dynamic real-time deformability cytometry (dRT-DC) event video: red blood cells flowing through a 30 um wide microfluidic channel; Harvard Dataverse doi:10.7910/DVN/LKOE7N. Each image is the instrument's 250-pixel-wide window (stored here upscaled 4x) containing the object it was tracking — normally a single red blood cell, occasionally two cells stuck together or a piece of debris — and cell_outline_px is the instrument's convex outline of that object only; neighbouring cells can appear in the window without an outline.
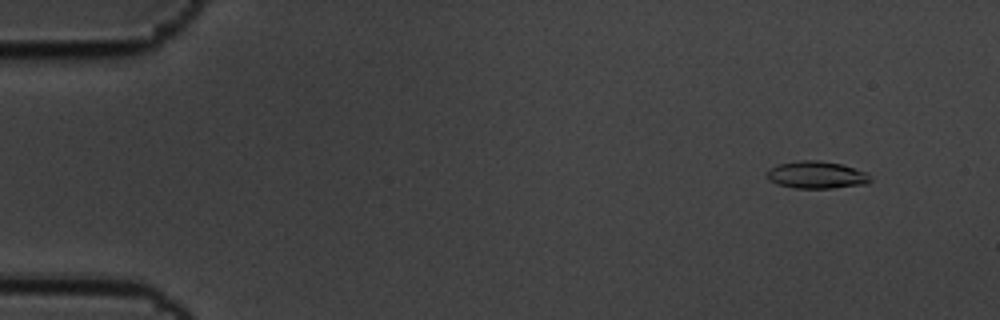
{"species": "common noctule bat (a hibernating species)", "species_latin": "Nyctalus noctula", "temperature_condition": "cold", "stored_images_in_passage": 18, "camera_frame_rate_fps": 3000, "um_per_image_px": 0.085, "animal": {"sex": "male", "body_mass_g": 19.5, "forearm_length_mm": 54.6}, "frame": {"image": 1, "passage_image": 6, "time_ms": 1.667, "image_size_px": [1000, 320], "cell_outline_px": [[872, 180], [868, 184], [832, 188], [792, 188], [776, 184], [768, 180], [768, 168], [780, 164], [804, 160], [820, 160], [840, 164], [868, 172]], "centroid_in_image_um": [69.43, 14.88], "position_along_channel_um": 15.6, "area_um2": 16.53}}